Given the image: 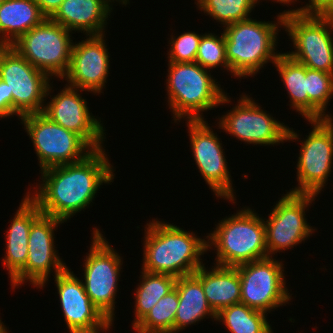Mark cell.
Returning <instances> with one entry per match:
<instances>
[{"label":"cell","mask_w":333,"mask_h":333,"mask_svg":"<svg viewBox=\"0 0 333 333\" xmlns=\"http://www.w3.org/2000/svg\"><path fill=\"white\" fill-rule=\"evenodd\" d=\"M104 152L95 149L81 161L42 170L43 182L28 197L42 214L67 221L89 206L100 185L113 181V166Z\"/></svg>","instance_id":"obj_1"},{"label":"cell","mask_w":333,"mask_h":333,"mask_svg":"<svg viewBox=\"0 0 333 333\" xmlns=\"http://www.w3.org/2000/svg\"><path fill=\"white\" fill-rule=\"evenodd\" d=\"M147 226L142 270L178 278L191 275L204 265L200 256L208 251L205 239L155 219Z\"/></svg>","instance_id":"obj_2"},{"label":"cell","mask_w":333,"mask_h":333,"mask_svg":"<svg viewBox=\"0 0 333 333\" xmlns=\"http://www.w3.org/2000/svg\"><path fill=\"white\" fill-rule=\"evenodd\" d=\"M168 67V105L175 122L184 117L204 120L201 112L231 102L209 74L210 70L197 62H169Z\"/></svg>","instance_id":"obj_3"},{"label":"cell","mask_w":333,"mask_h":333,"mask_svg":"<svg viewBox=\"0 0 333 333\" xmlns=\"http://www.w3.org/2000/svg\"><path fill=\"white\" fill-rule=\"evenodd\" d=\"M283 18L284 11L277 16L278 24L249 18L224 26L226 58L234 77L254 76L265 63H275L281 54L275 46Z\"/></svg>","instance_id":"obj_4"},{"label":"cell","mask_w":333,"mask_h":333,"mask_svg":"<svg viewBox=\"0 0 333 333\" xmlns=\"http://www.w3.org/2000/svg\"><path fill=\"white\" fill-rule=\"evenodd\" d=\"M219 222L216 230L206 236L208 248L214 246L217 250V265L236 267L269 257L264 219L252 209H241Z\"/></svg>","instance_id":"obj_5"},{"label":"cell","mask_w":333,"mask_h":333,"mask_svg":"<svg viewBox=\"0 0 333 333\" xmlns=\"http://www.w3.org/2000/svg\"><path fill=\"white\" fill-rule=\"evenodd\" d=\"M283 28L295 51L286 54L307 68L333 74V15H303L284 10ZM330 29V30H329Z\"/></svg>","instance_id":"obj_6"},{"label":"cell","mask_w":333,"mask_h":333,"mask_svg":"<svg viewBox=\"0 0 333 333\" xmlns=\"http://www.w3.org/2000/svg\"><path fill=\"white\" fill-rule=\"evenodd\" d=\"M71 31L45 18L11 45L31 65L51 78L63 79L70 65L73 40Z\"/></svg>","instance_id":"obj_7"},{"label":"cell","mask_w":333,"mask_h":333,"mask_svg":"<svg viewBox=\"0 0 333 333\" xmlns=\"http://www.w3.org/2000/svg\"><path fill=\"white\" fill-rule=\"evenodd\" d=\"M0 80L13 98V115L19 118L43 111L52 89L50 76L31 65L11 46H0ZM50 91V92H49Z\"/></svg>","instance_id":"obj_8"},{"label":"cell","mask_w":333,"mask_h":333,"mask_svg":"<svg viewBox=\"0 0 333 333\" xmlns=\"http://www.w3.org/2000/svg\"><path fill=\"white\" fill-rule=\"evenodd\" d=\"M20 119L32 139L41 171L81 161L93 151L78 134L56 124L42 112L28 114Z\"/></svg>","instance_id":"obj_9"},{"label":"cell","mask_w":333,"mask_h":333,"mask_svg":"<svg viewBox=\"0 0 333 333\" xmlns=\"http://www.w3.org/2000/svg\"><path fill=\"white\" fill-rule=\"evenodd\" d=\"M92 244L84 258V288L92 303L112 323L121 257L112 248L99 229L94 228Z\"/></svg>","instance_id":"obj_10"},{"label":"cell","mask_w":333,"mask_h":333,"mask_svg":"<svg viewBox=\"0 0 333 333\" xmlns=\"http://www.w3.org/2000/svg\"><path fill=\"white\" fill-rule=\"evenodd\" d=\"M254 101L243 94L238 104L219 119L218 127L240 141L254 145L274 146L299 138L293 128L271 117Z\"/></svg>","instance_id":"obj_11"},{"label":"cell","mask_w":333,"mask_h":333,"mask_svg":"<svg viewBox=\"0 0 333 333\" xmlns=\"http://www.w3.org/2000/svg\"><path fill=\"white\" fill-rule=\"evenodd\" d=\"M236 267L241 282V303L265 313L289 303L291 295L285 286L282 261L266 257Z\"/></svg>","instance_id":"obj_12"},{"label":"cell","mask_w":333,"mask_h":333,"mask_svg":"<svg viewBox=\"0 0 333 333\" xmlns=\"http://www.w3.org/2000/svg\"><path fill=\"white\" fill-rule=\"evenodd\" d=\"M312 131L304 139L297 162L298 186L291 193L318 195L325 186L333 162V119L308 120Z\"/></svg>","instance_id":"obj_13"},{"label":"cell","mask_w":333,"mask_h":333,"mask_svg":"<svg viewBox=\"0 0 333 333\" xmlns=\"http://www.w3.org/2000/svg\"><path fill=\"white\" fill-rule=\"evenodd\" d=\"M317 195L287 192L264 221L268 256L291 249L315 231L307 224L305 209Z\"/></svg>","instance_id":"obj_14"},{"label":"cell","mask_w":333,"mask_h":333,"mask_svg":"<svg viewBox=\"0 0 333 333\" xmlns=\"http://www.w3.org/2000/svg\"><path fill=\"white\" fill-rule=\"evenodd\" d=\"M60 223L64 222L42 214L32 224L28 236V258L25 267L10 281L12 289L26 280L37 288L44 287L52 269L57 275L67 268L54 245V230Z\"/></svg>","instance_id":"obj_15"},{"label":"cell","mask_w":333,"mask_h":333,"mask_svg":"<svg viewBox=\"0 0 333 333\" xmlns=\"http://www.w3.org/2000/svg\"><path fill=\"white\" fill-rule=\"evenodd\" d=\"M194 160L216 197L235 201L232 179L219 138L204 120H186ZM211 128V129H210Z\"/></svg>","instance_id":"obj_16"},{"label":"cell","mask_w":333,"mask_h":333,"mask_svg":"<svg viewBox=\"0 0 333 333\" xmlns=\"http://www.w3.org/2000/svg\"><path fill=\"white\" fill-rule=\"evenodd\" d=\"M68 267L54 276L64 321L70 333H100L111 323L92 303L80 280Z\"/></svg>","instance_id":"obj_17"},{"label":"cell","mask_w":333,"mask_h":333,"mask_svg":"<svg viewBox=\"0 0 333 333\" xmlns=\"http://www.w3.org/2000/svg\"><path fill=\"white\" fill-rule=\"evenodd\" d=\"M80 89L66 85L51 98L42 113L56 124L78 134L93 150L103 148L104 129L101 121L91 116Z\"/></svg>","instance_id":"obj_18"},{"label":"cell","mask_w":333,"mask_h":333,"mask_svg":"<svg viewBox=\"0 0 333 333\" xmlns=\"http://www.w3.org/2000/svg\"><path fill=\"white\" fill-rule=\"evenodd\" d=\"M87 36V39L73 44L70 65L63 78L69 86L100 94L107 83L110 56L104 34Z\"/></svg>","instance_id":"obj_19"},{"label":"cell","mask_w":333,"mask_h":333,"mask_svg":"<svg viewBox=\"0 0 333 333\" xmlns=\"http://www.w3.org/2000/svg\"><path fill=\"white\" fill-rule=\"evenodd\" d=\"M6 232V255L3 266L7 267L12 280L24 267L28 258V236L32 224L42 215L39 207L25 195Z\"/></svg>","instance_id":"obj_20"},{"label":"cell","mask_w":333,"mask_h":333,"mask_svg":"<svg viewBox=\"0 0 333 333\" xmlns=\"http://www.w3.org/2000/svg\"><path fill=\"white\" fill-rule=\"evenodd\" d=\"M110 3L109 0H64L51 19L71 32L101 35L112 12Z\"/></svg>","instance_id":"obj_21"},{"label":"cell","mask_w":333,"mask_h":333,"mask_svg":"<svg viewBox=\"0 0 333 333\" xmlns=\"http://www.w3.org/2000/svg\"><path fill=\"white\" fill-rule=\"evenodd\" d=\"M212 268L208 271L202 265L193 274L201 281L208 304L217 314L221 309L240 302L241 282L237 267L215 264Z\"/></svg>","instance_id":"obj_22"},{"label":"cell","mask_w":333,"mask_h":333,"mask_svg":"<svg viewBox=\"0 0 333 333\" xmlns=\"http://www.w3.org/2000/svg\"><path fill=\"white\" fill-rule=\"evenodd\" d=\"M45 18L34 0H3L0 4V46H11Z\"/></svg>","instance_id":"obj_23"},{"label":"cell","mask_w":333,"mask_h":333,"mask_svg":"<svg viewBox=\"0 0 333 333\" xmlns=\"http://www.w3.org/2000/svg\"><path fill=\"white\" fill-rule=\"evenodd\" d=\"M175 288L179 305L174 319V333L201 321L205 316L216 320V313L208 304L201 281L194 274L178 277Z\"/></svg>","instance_id":"obj_24"},{"label":"cell","mask_w":333,"mask_h":333,"mask_svg":"<svg viewBox=\"0 0 333 333\" xmlns=\"http://www.w3.org/2000/svg\"><path fill=\"white\" fill-rule=\"evenodd\" d=\"M274 65L287 89L290 105L308 120V93L306 91V66L281 53Z\"/></svg>","instance_id":"obj_25"},{"label":"cell","mask_w":333,"mask_h":333,"mask_svg":"<svg viewBox=\"0 0 333 333\" xmlns=\"http://www.w3.org/2000/svg\"><path fill=\"white\" fill-rule=\"evenodd\" d=\"M142 281L136 288L135 319L133 327L137 325L151 308L166 294L175 288L177 278L169 274L149 273L142 271Z\"/></svg>","instance_id":"obj_26"},{"label":"cell","mask_w":333,"mask_h":333,"mask_svg":"<svg viewBox=\"0 0 333 333\" xmlns=\"http://www.w3.org/2000/svg\"><path fill=\"white\" fill-rule=\"evenodd\" d=\"M265 315L239 302L221 309L216 321L223 322L231 333H273Z\"/></svg>","instance_id":"obj_27"},{"label":"cell","mask_w":333,"mask_h":333,"mask_svg":"<svg viewBox=\"0 0 333 333\" xmlns=\"http://www.w3.org/2000/svg\"><path fill=\"white\" fill-rule=\"evenodd\" d=\"M306 91L308 120L331 119L324 111L333 96V74L306 67Z\"/></svg>","instance_id":"obj_28"},{"label":"cell","mask_w":333,"mask_h":333,"mask_svg":"<svg viewBox=\"0 0 333 333\" xmlns=\"http://www.w3.org/2000/svg\"><path fill=\"white\" fill-rule=\"evenodd\" d=\"M179 305L177 289L163 296L133 328L138 333H174V319Z\"/></svg>","instance_id":"obj_29"},{"label":"cell","mask_w":333,"mask_h":333,"mask_svg":"<svg viewBox=\"0 0 333 333\" xmlns=\"http://www.w3.org/2000/svg\"><path fill=\"white\" fill-rule=\"evenodd\" d=\"M258 2V0H199L196 4L214 20L228 26L249 19V14Z\"/></svg>","instance_id":"obj_30"},{"label":"cell","mask_w":333,"mask_h":333,"mask_svg":"<svg viewBox=\"0 0 333 333\" xmlns=\"http://www.w3.org/2000/svg\"><path fill=\"white\" fill-rule=\"evenodd\" d=\"M195 62L207 70L222 66L230 71L226 58L224 32L220 37L212 33L202 35Z\"/></svg>","instance_id":"obj_31"},{"label":"cell","mask_w":333,"mask_h":333,"mask_svg":"<svg viewBox=\"0 0 333 333\" xmlns=\"http://www.w3.org/2000/svg\"><path fill=\"white\" fill-rule=\"evenodd\" d=\"M171 37L168 62H195L202 35L185 32L177 38Z\"/></svg>","instance_id":"obj_32"},{"label":"cell","mask_w":333,"mask_h":333,"mask_svg":"<svg viewBox=\"0 0 333 333\" xmlns=\"http://www.w3.org/2000/svg\"><path fill=\"white\" fill-rule=\"evenodd\" d=\"M292 11L303 15H333V0H309V4Z\"/></svg>","instance_id":"obj_33"},{"label":"cell","mask_w":333,"mask_h":333,"mask_svg":"<svg viewBox=\"0 0 333 333\" xmlns=\"http://www.w3.org/2000/svg\"><path fill=\"white\" fill-rule=\"evenodd\" d=\"M13 115V98L8 94L6 83L0 80V118Z\"/></svg>","instance_id":"obj_34"},{"label":"cell","mask_w":333,"mask_h":333,"mask_svg":"<svg viewBox=\"0 0 333 333\" xmlns=\"http://www.w3.org/2000/svg\"><path fill=\"white\" fill-rule=\"evenodd\" d=\"M34 1L39 6L41 13L46 18H51L60 8L64 0H34Z\"/></svg>","instance_id":"obj_35"},{"label":"cell","mask_w":333,"mask_h":333,"mask_svg":"<svg viewBox=\"0 0 333 333\" xmlns=\"http://www.w3.org/2000/svg\"><path fill=\"white\" fill-rule=\"evenodd\" d=\"M3 324L4 323L1 322V319H0V333H8L7 328Z\"/></svg>","instance_id":"obj_36"},{"label":"cell","mask_w":333,"mask_h":333,"mask_svg":"<svg viewBox=\"0 0 333 333\" xmlns=\"http://www.w3.org/2000/svg\"><path fill=\"white\" fill-rule=\"evenodd\" d=\"M110 2H114V0H109ZM116 1H120L122 4H124V5H126L128 2H129V0H116Z\"/></svg>","instance_id":"obj_37"},{"label":"cell","mask_w":333,"mask_h":333,"mask_svg":"<svg viewBox=\"0 0 333 333\" xmlns=\"http://www.w3.org/2000/svg\"><path fill=\"white\" fill-rule=\"evenodd\" d=\"M285 1V4H290V3H292V2H294V0H284ZM295 1H297V0H295Z\"/></svg>","instance_id":"obj_38"},{"label":"cell","mask_w":333,"mask_h":333,"mask_svg":"<svg viewBox=\"0 0 333 333\" xmlns=\"http://www.w3.org/2000/svg\"><path fill=\"white\" fill-rule=\"evenodd\" d=\"M274 1V0H273ZM279 2V3H283V4H285V1L284 0H275V2Z\"/></svg>","instance_id":"obj_39"}]
</instances>
